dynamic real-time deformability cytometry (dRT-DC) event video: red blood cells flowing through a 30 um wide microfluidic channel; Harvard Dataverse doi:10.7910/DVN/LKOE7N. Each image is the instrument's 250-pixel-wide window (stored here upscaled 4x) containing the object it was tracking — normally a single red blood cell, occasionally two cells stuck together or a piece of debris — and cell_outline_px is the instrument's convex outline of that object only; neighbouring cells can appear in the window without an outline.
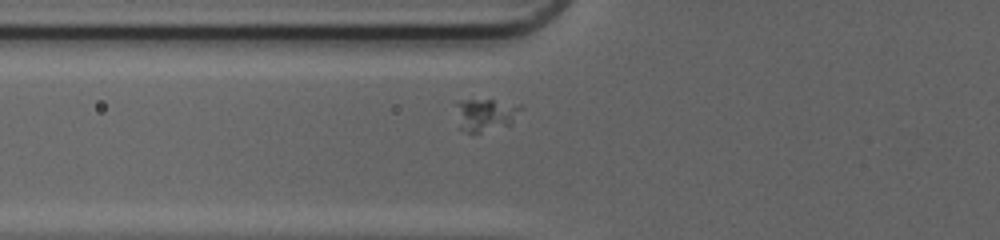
{"species": "common noctule bat (a hibernating species)", "species_latin": "Nyctalus noctula", "temperature_condition": "cold", "stored_images_in_passage": 37, "camera_frame_rate_fps": 3000, "um_per_image_px": 0.085, "animal": {"sex": "female", "body_mass_g": 20.0, "forearm_length_mm": 54.0}, "frame": {"image": 1, "passage_image": 6, "time_ms": 1.667, "image_size_px": [1000, 240], "cell_outline_px": [[524, 108], [508, 124], [480, 132], [468, 132], [460, 128], [456, 104], [460, 100], [492, 100], [520, 104]], "centroid_in_image_um": [41.28, 9.72], "position_along_channel_um": 84.5, "area_um2": 11.85}}
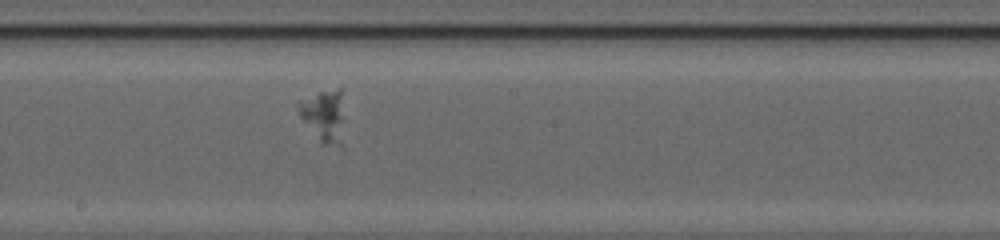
{"frame": {"image": 2, "passage_image": 16, "time_ms": 5.0, "image_size_px": [1000, 240], "cell_outline_px": [[344, 148], [340, 148], [324, 144], [320, 140], [300, 116], [296, 104], [296, 100], [320, 92], [340, 88]], "centroid_in_image_um": [27.53, 9.88], "position_along_channel_um": 220.7, "area_um2": 13.87}}
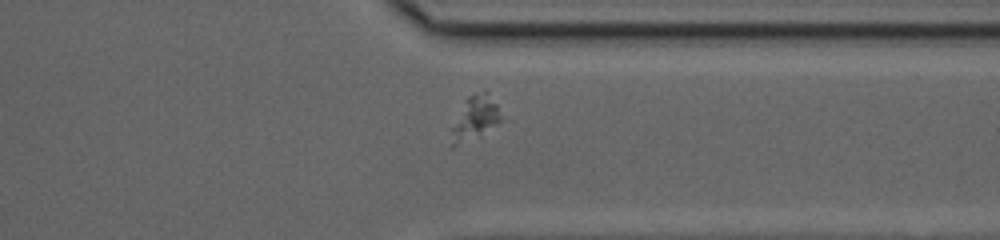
{"frame": {"image": 3, "passage_image": 27, "time_ms": 8.667, "image_size_px": [1000, 240], "cell_outline_px": [[504, 120], [480, 136], [452, 148], [452, 128], [464, 100], [468, 96], [484, 88], [488, 92], [496, 104]], "centroid_in_image_um": [40.42, 10.01], "position_along_channel_um": 371.0, "area_um2": 12.83}}